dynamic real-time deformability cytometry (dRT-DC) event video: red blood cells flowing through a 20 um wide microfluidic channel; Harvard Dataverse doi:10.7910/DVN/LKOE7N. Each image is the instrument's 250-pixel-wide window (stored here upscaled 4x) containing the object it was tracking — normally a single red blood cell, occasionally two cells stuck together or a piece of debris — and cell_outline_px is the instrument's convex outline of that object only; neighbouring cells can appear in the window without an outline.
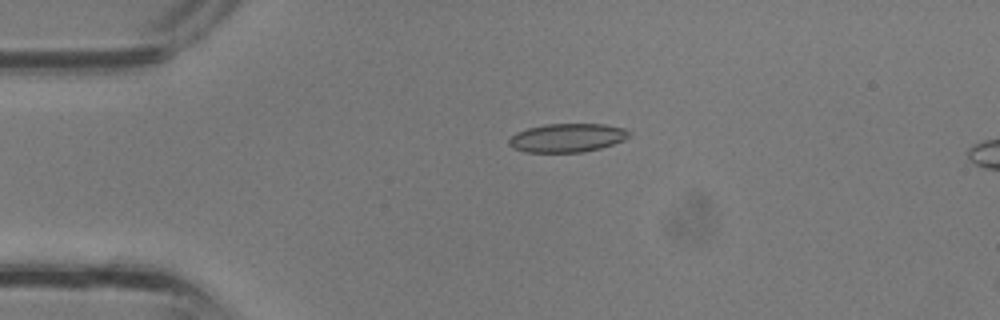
{"species": "common noctule bat (a hibernating species)", "species_latin": "Nyctalus noctula", "temperature_condition": "room temperature", "stored_images_in_passage": 11, "camera_frame_rate_fps": 3000, "um_per_image_px": 0.085, "animal": {"sex": "male", "body_mass_g": 13.3}, "frame": {"image": 1, "passage_image": 8, "time_ms": 2.333, "image_size_px": [1000, 320], "cell_outline_px": [[632, 132], [624, 140], [600, 148], [584, 152], [528, 152], [512, 148], [508, 144], [508, 140], [516, 132], [528, 128], [544, 124], [604, 124], [624, 128]], "centroid_in_image_um": [48.21, 11.71], "position_along_channel_um": 36.8, "area_um2": 20.06}}